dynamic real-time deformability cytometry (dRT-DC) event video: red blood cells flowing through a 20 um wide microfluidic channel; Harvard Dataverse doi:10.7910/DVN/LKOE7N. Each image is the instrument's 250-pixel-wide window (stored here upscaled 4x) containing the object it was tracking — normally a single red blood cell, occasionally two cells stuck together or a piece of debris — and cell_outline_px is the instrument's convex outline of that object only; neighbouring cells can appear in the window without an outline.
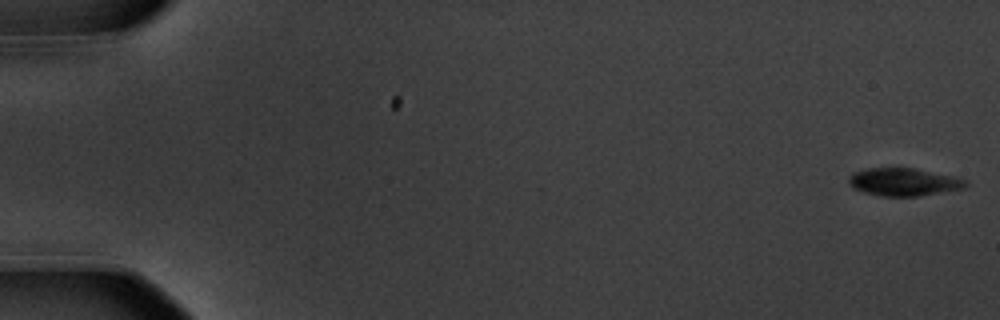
{"species": "common noctule bat (a hibernating species)", "species_latin": "Nyctalus noctula", "temperature_condition": "warm", "stored_images_in_passage": 55, "camera_frame_rate_fps": 3000, "um_per_image_px": 0.085, "animal": {"sex": "male", "body_mass_g": 20.1, "forearm_length_mm": 53.5}, "frame": {"image": 1, "passage_image": 1, "time_ms": 0.0, "image_size_px": [1000, 320], "cell_outline_px": [[968, 184], [964, 188], [916, 196], [880, 196], [864, 192], [852, 188], [848, 184], [848, 176], [852, 172], [868, 168], [912, 168], [952, 176], [968, 180]], "centroid_in_image_um": [76.75, 15.46], "position_along_channel_um": 8.2, "area_um2": 18.84}}
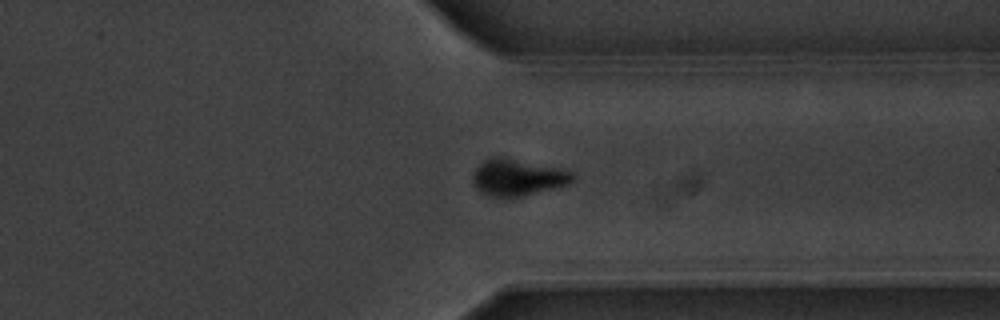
{"frame": {"image": 2, "passage_image": 45, "time_ms": 14.667, "image_size_px": [1000, 320], "cell_outline_px": [[576, 180], [568, 184], [520, 196], [492, 196], [480, 192], [476, 188], [472, 180], [472, 176], [476, 168], [484, 160], [496, 156], [504, 156], [556, 168], [572, 172], [576, 176]], "centroid_in_image_um": [43.98, 15.06], "position_along_channel_um": 367.4, "area_um2": 20.98}}
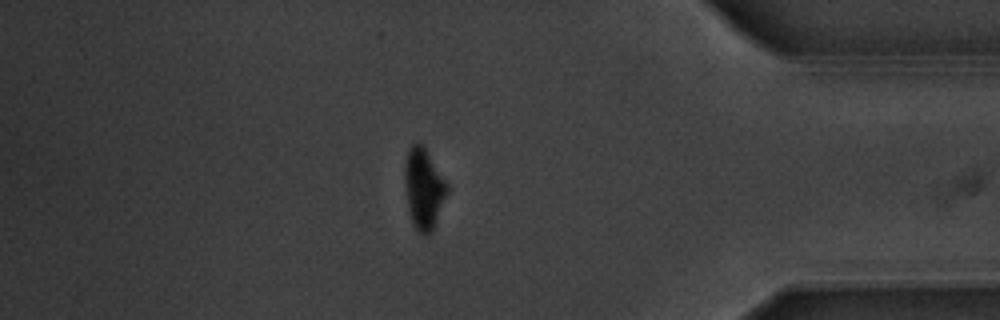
{"frame": {"image": 3, "passage_image": 50, "time_ms": 16.333, "image_size_px": [1000, 320], "cell_outline_px": [[448, 192], [432, 232], [424, 236], [412, 224], [408, 212], [404, 184], [404, 164], [408, 148], [416, 140], [420, 140], [448, 184]], "centroid_in_image_um": [35.99, 16.0], "position_along_channel_um": 399.2, "area_um2": 20.35}}